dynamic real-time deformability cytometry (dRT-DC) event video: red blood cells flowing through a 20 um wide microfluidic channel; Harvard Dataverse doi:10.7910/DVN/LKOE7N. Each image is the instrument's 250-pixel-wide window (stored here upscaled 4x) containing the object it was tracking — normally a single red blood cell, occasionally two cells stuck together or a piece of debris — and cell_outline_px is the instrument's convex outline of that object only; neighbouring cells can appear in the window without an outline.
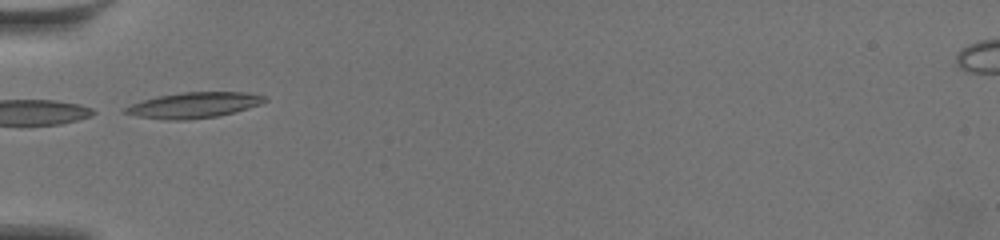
{"species": "common noctule bat (a hibernating species)", "species_latin": "Nyctalus noctula", "temperature_condition": "warm", "stored_images_in_passage": 39, "camera_frame_rate_fps": 3000, "um_per_image_px": 0.085, "animal": {"sex": "female", "body_mass_g": 19.5, "forearm_length_mm": 54.1}, "frame": {"image": 1, "passage_image": 1, "time_ms": 0.0, "image_size_px": [1000, 240], "cell_outline_px": [[268, 100], [260, 104], [248, 108], [216, 116], [188, 120], [168, 120], [136, 116], [124, 112], [120, 108], [156, 96], [184, 92], [248, 92], [264, 96]], "centroid_in_image_um": [16.45, 8.93], "position_along_channel_um": 68.6, "area_um2": 20.75}}
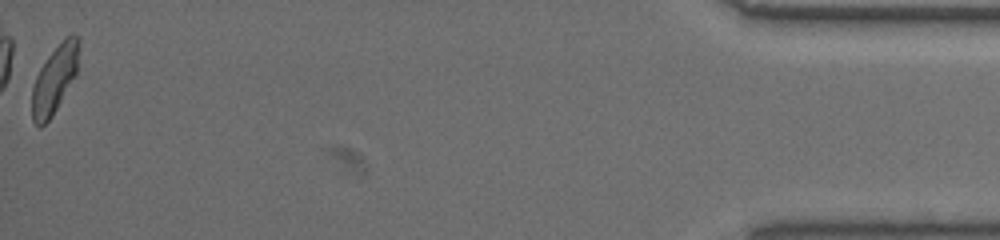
{"frame": {"image": 2, "passage_image": 39, "time_ms": 12.667, "image_size_px": [1000, 240], "cell_outline_px": [[76, 76], [52, 116], [40, 128], [32, 120], [32, 88], [36, 76], [40, 68], [48, 56], [64, 36], [72, 32], [76, 36]], "centroid_in_image_um": [4.59, 6.78], "position_along_channel_um": 430.6, "area_um2": 18.09}, "authors_computed_cell_mechanics": {"area_um2": 19.4786, "velocity_mm_per_s": 3.552, "shape_relaxation_time_tau1_ms": 4.0136, "shape_relaxation_time_tau2_ms": 2.2756, "deformation_change_tau1": 0.1616, "deformation_change_tau2": 0.0928}}